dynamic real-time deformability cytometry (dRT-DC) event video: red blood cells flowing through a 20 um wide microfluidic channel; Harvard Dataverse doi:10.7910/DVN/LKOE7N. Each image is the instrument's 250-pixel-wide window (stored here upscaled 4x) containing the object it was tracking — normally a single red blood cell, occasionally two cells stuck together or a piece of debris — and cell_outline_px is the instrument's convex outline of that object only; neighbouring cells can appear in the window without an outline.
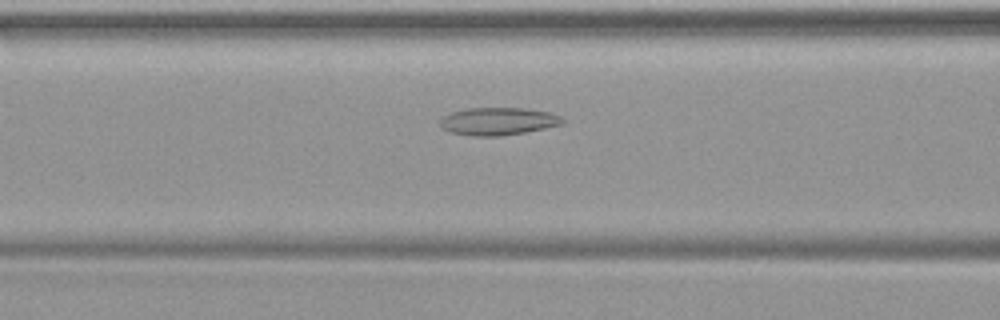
{"species": "common noctule bat (a hibernating species)", "species_latin": "Nyctalus noctula", "temperature_condition": "warm", "stored_images_in_passage": 18, "camera_frame_rate_fps": 3000, "um_per_image_px": 0.085, "animal": {"sex": "female", "body_mass_g": 19.9}, "frame": {"image": 1, "passage_image": 13, "time_ms": 4.0, "image_size_px": [1000, 320], "cell_outline_px": [[568, 120], [564, 124], [524, 132], [500, 136], [472, 136], [448, 132], [440, 124], [440, 120], [444, 116], [452, 112], [468, 108], [524, 108], [548, 112], [564, 116]], "centroid_in_image_um": [42.4, 10.31], "position_along_channel_um": 124.2, "area_um2": 19.83}}
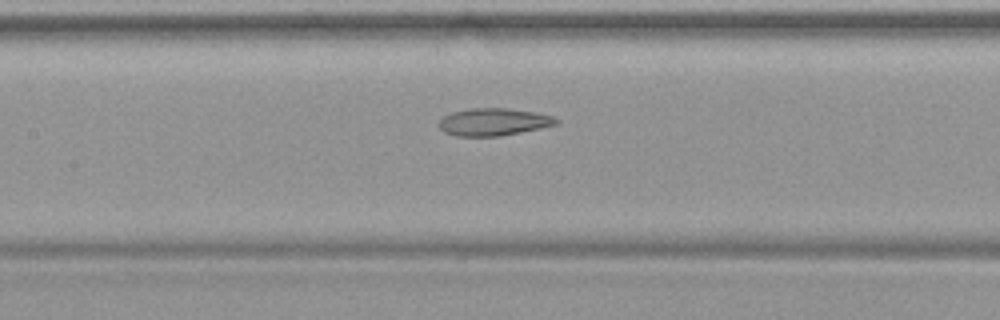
{"frame": {"image": 2, "passage_image": 16, "time_ms": 5.0, "image_size_px": [1000, 320], "cell_outline_px": [[560, 120], [556, 124], [540, 128], [500, 136], [456, 136], [444, 132], [436, 124], [444, 116], [452, 112], [468, 108], [508, 108], [536, 112], [552, 116]], "centroid_in_image_um": [41.92, 10.36], "position_along_channel_um": 165.5, "area_um2": 18.79}}